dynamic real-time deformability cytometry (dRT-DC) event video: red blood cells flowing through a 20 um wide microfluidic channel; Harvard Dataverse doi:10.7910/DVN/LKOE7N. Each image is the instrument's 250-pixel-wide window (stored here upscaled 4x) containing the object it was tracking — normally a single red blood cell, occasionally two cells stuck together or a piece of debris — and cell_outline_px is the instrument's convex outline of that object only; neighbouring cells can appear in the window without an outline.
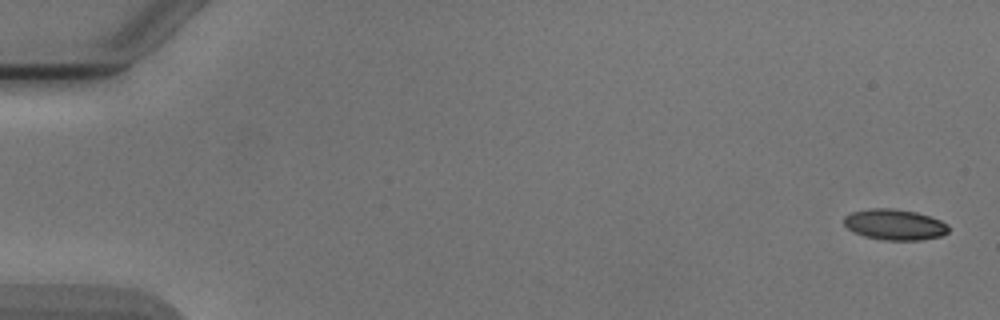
{"species": "Egyptian fruit bat (a non-hibernating species)", "species_latin": "Rousettus aegyptiacus", "temperature_condition": "cold", "stored_images_in_passage": 6, "camera_frame_rate_fps": 3000, "um_per_image_px": 0.085, "animal": {"sex": "male"}, "frame": {"image": 1, "passage_image": 1, "time_ms": 0.0, "image_size_px": [1000, 320], "cell_outline_px": [[948, 232], [940, 236], [920, 240], [884, 240], [864, 236], [848, 228], [844, 224], [844, 216], [852, 212], [872, 208], [892, 208], [916, 212], [940, 220], [948, 224]], "centroid_in_image_um": [76.05, 19.09], "position_along_channel_um": 9.0, "area_um2": 18.61}}
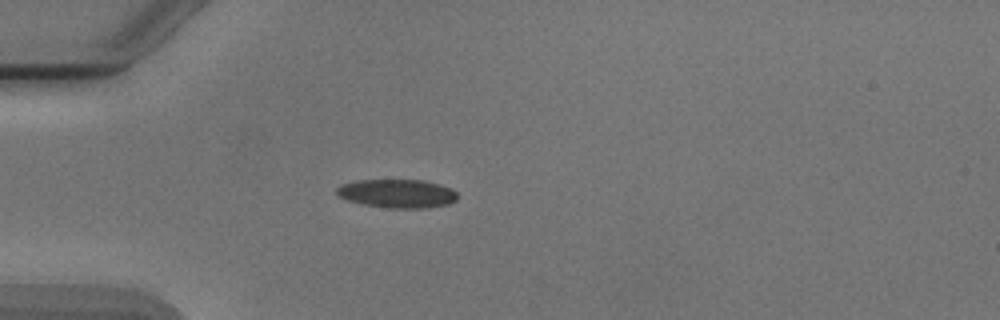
{"frame": {"image": 2, "passage_image": 5, "time_ms": 4.667, "image_size_px": [1000, 320], "cell_outline_px": [[456, 200], [448, 204], [428, 208], [388, 208], [364, 204], [348, 200], [336, 196], [336, 188], [344, 184], [356, 180], [424, 180], [440, 184], [452, 188], [456, 192]], "centroid_in_image_um": [33.77, 16.45], "position_along_channel_um": 51.2, "area_um2": 20.17}}